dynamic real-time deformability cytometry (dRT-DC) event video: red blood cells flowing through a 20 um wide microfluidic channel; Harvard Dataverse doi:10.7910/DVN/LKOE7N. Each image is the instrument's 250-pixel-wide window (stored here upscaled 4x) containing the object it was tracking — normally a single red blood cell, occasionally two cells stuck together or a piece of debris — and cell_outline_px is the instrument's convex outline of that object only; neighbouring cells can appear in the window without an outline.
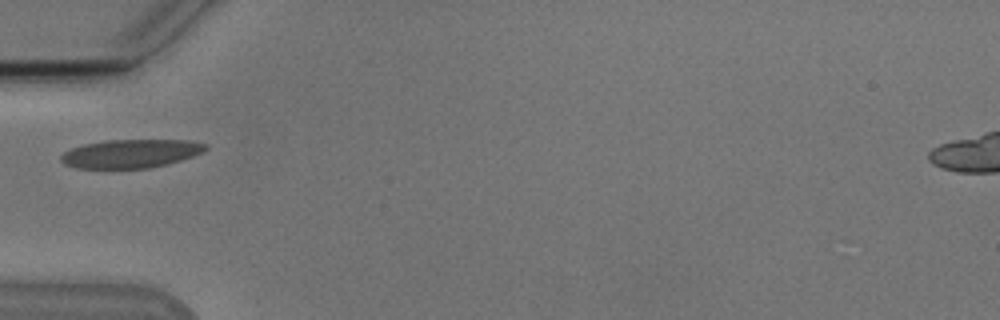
{"species": "Egyptian fruit bat (a non-hibernating species)", "species_latin": "Rousettus aegyptiacus", "temperature_condition": "cold", "stored_images_in_passage": 27, "camera_frame_rate_fps": 3000, "um_per_image_px": 0.085, "animal": {"sex": "male"}, "frame": {"image": 1, "passage_image": 1, "time_ms": 0.0, "image_size_px": [1000, 320], "cell_outline_px": [[208, 148], [204, 152], [180, 160], [148, 168], [76, 168], [64, 164], [60, 160], [60, 156], [64, 152], [72, 148], [84, 144], [104, 140], [188, 140], [208, 144]], "centroid_in_image_um": [11.11, 13.05], "position_along_channel_um": 73.9, "area_um2": 23.99}}
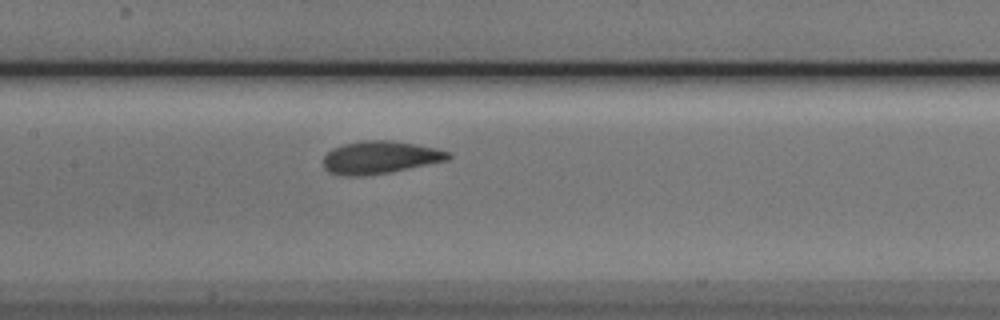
{"frame": {"image": 2, "passage_image": 9, "time_ms": 2.667, "image_size_px": [1000, 320], "cell_outline_px": [[452, 156], [448, 160], [388, 172], [364, 176], [348, 176], [328, 172], [324, 168], [324, 156], [332, 148], [344, 144], [364, 140], [392, 140], [416, 144], [436, 148], [452, 152]], "centroid_in_image_um": [32.31, 13.37], "position_along_channel_um": 175.1, "area_um2": 23.76}}
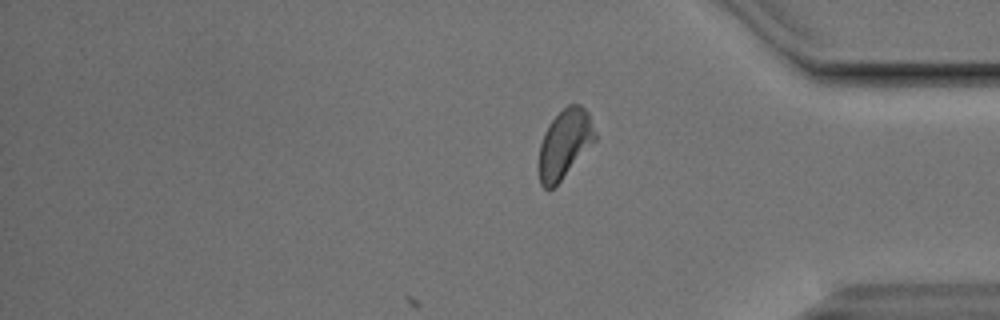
{"frame": {"image": 3, "passage_image": 27, "time_ms": 8.667, "image_size_px": [1000, 320], "cell_outline_px": [[596, 140], [560, 180], [552, 188], [544, 188], [540, 184], [540, 144], [544, 132], [548, 124], [568, 104], [580, 104], [588, 112], [596, 132]], "centroid_in_image_um": [48.01, 12.18], "position_along_channel_um": 387.2, "area_um2": 22.02}, "authors_computed_cell_mechanics": {"area_um2": 23.3512, "velocity_mm_per_s": 3.7803, "shape_relaxation_time_tau1_ms": 2.8249, "shape_relaxation_time_tau2_ms": 1.1524, "deformation_change_tau1": 0.1152, "deformation_change_tau2": 0.0506}}